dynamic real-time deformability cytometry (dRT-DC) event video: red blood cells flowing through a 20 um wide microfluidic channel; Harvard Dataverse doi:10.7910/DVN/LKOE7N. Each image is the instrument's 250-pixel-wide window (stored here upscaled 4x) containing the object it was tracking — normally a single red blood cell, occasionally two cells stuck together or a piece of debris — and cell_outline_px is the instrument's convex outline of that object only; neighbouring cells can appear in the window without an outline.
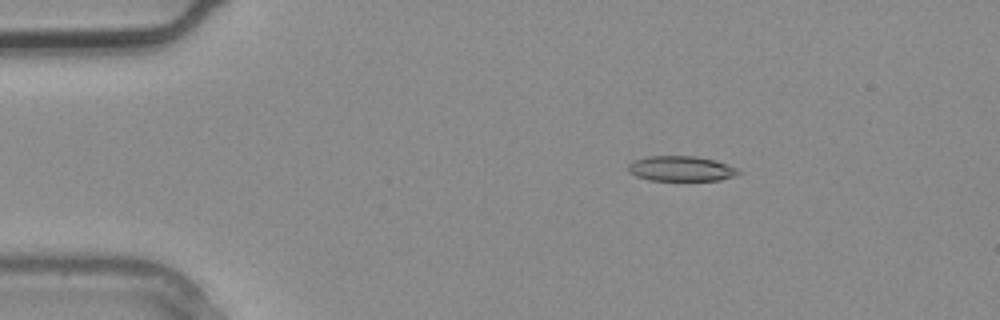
{"species": "common noctule bat (a hibernating species)", "species_latin": "Nyctalus noctula", "temperature_condition": "warm", "stored_images_in_passage": 3, "camera_frame_rate_fps": 3000, "um_per_image_px": 0.085, "animal": {"sex": "male", "body_mass_g": 20.4}, "frame": {"image": 1, "passage_image": 1, "time_ms": 0.0, "image_size_px": [1000, 320], "cell_outline_px": [[740, 172], [736, 176], [720, 180], [648, 180], [636, 176], [628, 172], [628, 164], [636, 160], [648, 156], [696, 156], [716, 160], [728, 164], [736, 168]], "centroid_in_image_um": [57.9, 14.33], "position_along_channel_um": 27.1, "area_um2": 16.18}}